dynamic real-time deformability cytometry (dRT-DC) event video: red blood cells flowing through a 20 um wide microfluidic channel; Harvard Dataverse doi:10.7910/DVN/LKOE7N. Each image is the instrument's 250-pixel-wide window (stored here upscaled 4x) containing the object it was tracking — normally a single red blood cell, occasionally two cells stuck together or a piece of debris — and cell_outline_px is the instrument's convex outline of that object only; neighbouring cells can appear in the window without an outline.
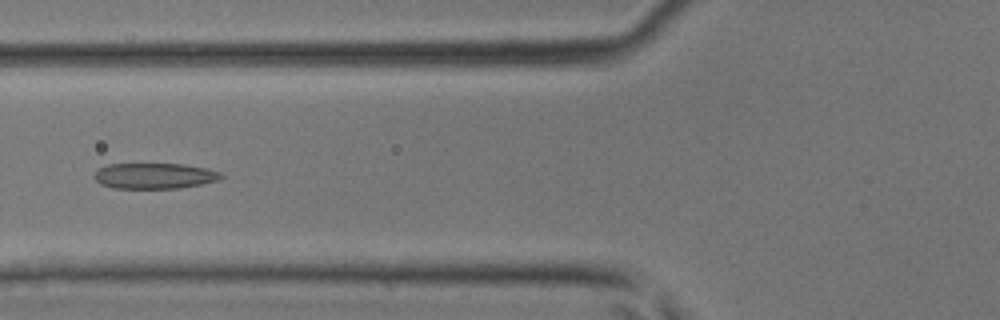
{"species": "common noctule bat (a hibernating species)", "species_latin": "Nyctalus noctula", "temperature_condition": "room temperature", "stored_images_in_passage": 43, "camera_frame_rate_fps": 3000, "um_per_image_px": 0.085, "animal": {"sex": "male", "body_mass_g": 17.9, "forearm_length_mm": 54.2}, "frame": {"image": 1, "passage_image": 18, "time_ms": 5.667, "image_size_px": [1000, 320], "cell_outline_px": [[224, 176], [220, 180], [180, 188], [112, 188], [100, 184], [92, 176], [100, 168], [108, 164], [184, 164], [208, 168], [220, 172]], "centroid_in_image_um": [13.15, 14.95], "position_along_channel_um": 112.7, "area_um2": 19.07}}
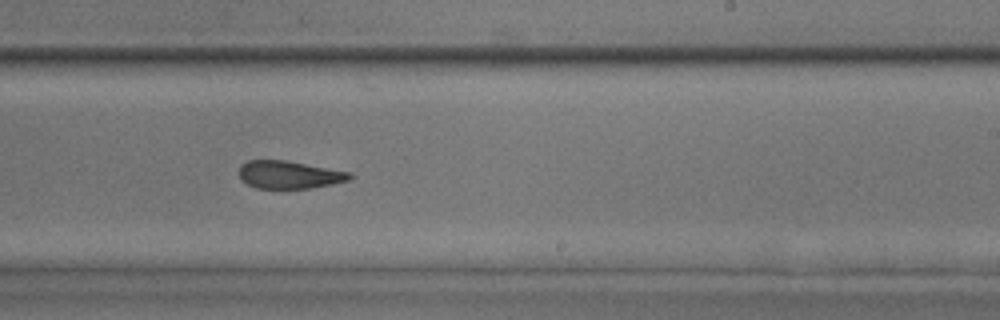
{"frame": {"image": 2, "passage_image": 28, "time_ms": 9.0, "image_size_px": [1000, 320], "cell_outline_px": [[352, 176], [348, 180], [332, 184], [308, 188], [256, 188], [248, 184], [240, 176], [240, 164], [248, 160], [284, 160], [352, 172]], "centroid_in_image_um": [24.59, 14.84], "position_along_channel_um": 264.4, "area_um2": 17.69}}
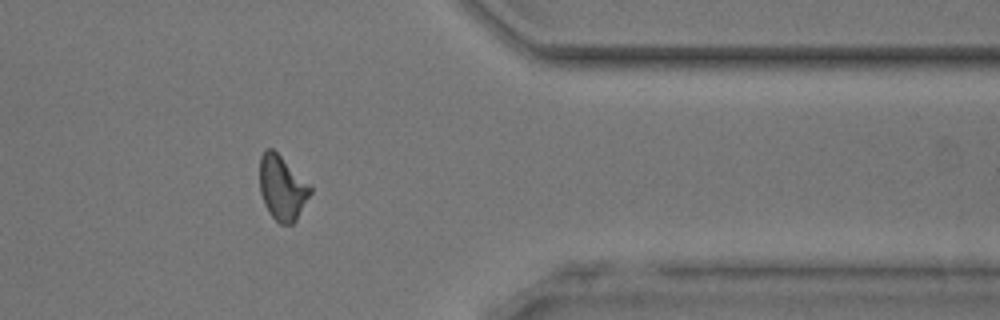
{"frame": {"image": 3, "passage_image": 37, "time_ms": 12.0, "image_size_px": [1000, 320], "cell_outline_px": [[312, 192], [296, 220], [292, 224], [280, 224], [268, 212], [264, 204], [260, 192], [260, 156], [268, 148], [272, 148], [312, 188]], "centroid_in_image_um": [23.97, 16.0], "position_along_channel_um": 387.4, "area_um2": 18.67}}